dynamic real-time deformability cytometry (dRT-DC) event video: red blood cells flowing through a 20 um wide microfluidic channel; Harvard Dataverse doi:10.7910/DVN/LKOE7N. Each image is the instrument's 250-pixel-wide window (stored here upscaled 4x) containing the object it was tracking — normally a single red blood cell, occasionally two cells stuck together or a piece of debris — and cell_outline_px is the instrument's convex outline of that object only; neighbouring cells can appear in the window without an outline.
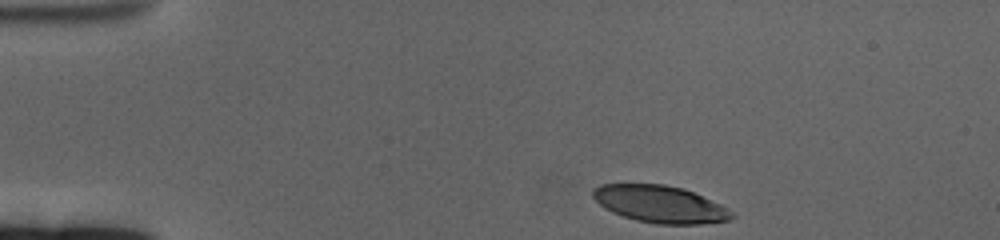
{"species": "human", "species_latin": "Homo sapiens", "temperature_condition": "cold", "stored_images_in_passage": 43, "camera_frame_rate_fps": 3000, "um_per_image_px": 0.085, "donor": {"sex": "female"}, "frame": {"image": 1, "passage_image": 1, "time_ms": 0.0, "image_size_px": [1000, 240], "cell_outline_px": [[736, 216], [732, 220], [700, 224], [656, 224], [636, 220], [612, 212], [604, 208], [592, 196], [592, 192], [600, 184], [664, 184], [684, 188], [720, 204], [732, 212]], "centroid_in_image_um": [56.12, 17.35], "position_along_channel_um": 28.9, "area_um2": 30.0}}
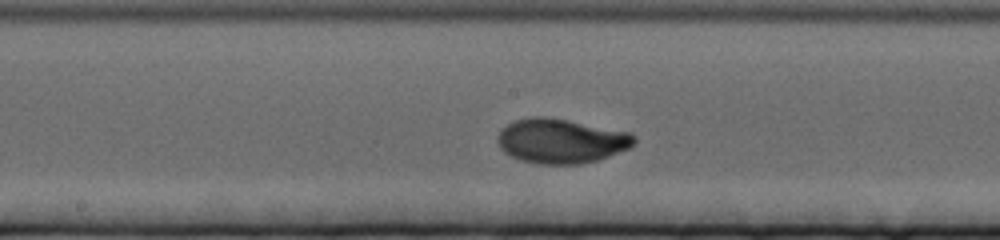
{"frame": {"image": 2, "passage_image": 23, "time_ms": 7.333, "image_size_px": [1000, 240], "cell_outline_px": [[636, 140], [628, 148], [608, 156], [596, 160], [580, 164], [540, 164], [520, 160], [504, 152], [500, 148], [496, 140], [496, 136], [508, 124], [516, 120], [532, 116], [544, 116], [568, 120], [632, 132], [636, 136]], "centroid_in_image_um": [47.68, 11.97], "position_along_channel_um": 200.5, "area_um2": 35.43}}
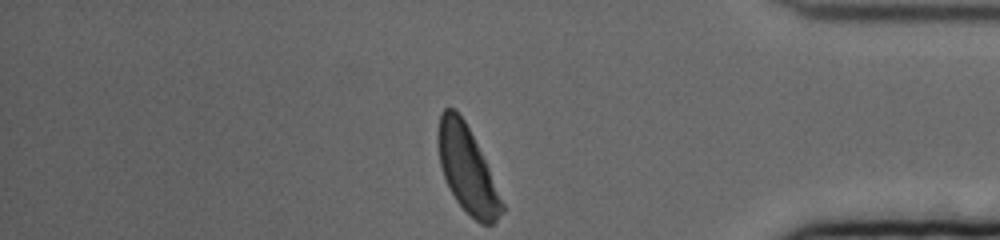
{"frame": {"image": 3, "passage_image": 43, "time_ms": 14.0, "image_size_px": [1000, 240], "cell_outline_px": [[504, 212], [492, 224], [480, 224], [456, 200], [444, 176], [440, 164], [436, 140], [436, 136], [440, 112], [444, 108], [452, 108], [464, 120], [488, 168], [504, 204]], "centroid_in_image_um": [39.68, 14.39], "position_along_channel_um": 395.5, "area_um2": 31.33}, "authors_computed_cell_mechanics": {"area_um2": 33.0038, "velocity_mm_per_s": 3.2883, "shape_relaxation_time_tau1_ms": 4.4987, "shape_relaxation_time_tau2_ms": null, "deformation_change_tau1": 0.211, "deformation_change_tau2": null}}